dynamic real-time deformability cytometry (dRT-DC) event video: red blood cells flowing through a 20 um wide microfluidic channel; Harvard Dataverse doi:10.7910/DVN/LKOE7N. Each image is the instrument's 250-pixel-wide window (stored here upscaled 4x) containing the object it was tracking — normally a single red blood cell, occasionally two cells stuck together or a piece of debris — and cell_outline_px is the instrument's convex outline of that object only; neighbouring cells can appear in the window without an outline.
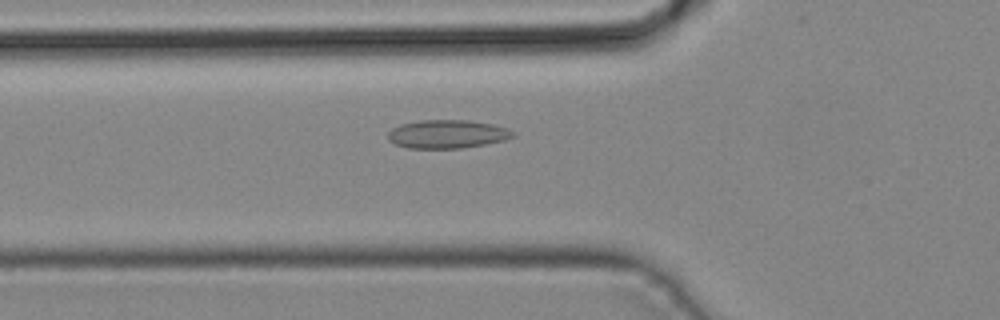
{"species": "common noctule bat (a hibernating species)", "species_latin": "Nyctalus noctula", "temperature_condition": "cold", "stored_images_in_passage": 30, "camera_frame_rate_fps": 3000, "um_per_image_px": 0.085, "animal": {"sex": "male", "body_mass_g": 19.2, "forearm_length_mm": 51.8}, "frame": {"image": 1, "passage_image": 4, "time_ms": 1.0, "image_size_px": [1000, 320], "cell_outline_px": [[516, 136], [504, 140], [464, 148], [408, 148], [396, 144], [388, 140], [388, 132], [392, 128], [400, 124], [420, 120], [468, 120], [492, 124], [508, 128], [516, 132]], "centroid_in_image_um": [38.03, 11.39], "position_along_channel_um": 87.8, "area_um2": 20.81}}
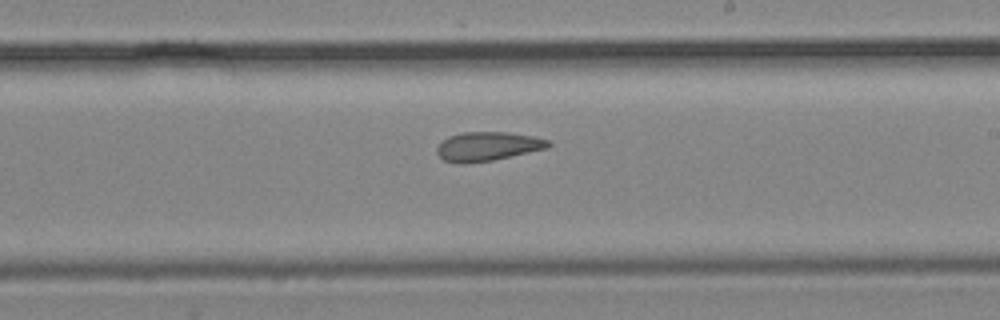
{"frame": {"image": 2, "passage_image": 14, "time_ms": 4.333, "image_size_px": [1000, 320], "cell_outline_px": [[552, 144], [548, 148], [492, 160], [464, 164], [460, 164], [444, 160], [436, 152], [436, 148], [448, 136], [464, 132], [508, 132], [532, 136], [548, 140]], "centroid_in_image_um": [41.44, 12.44], "position_along_channel_um": 247.6, "area_um2": 18.73}}
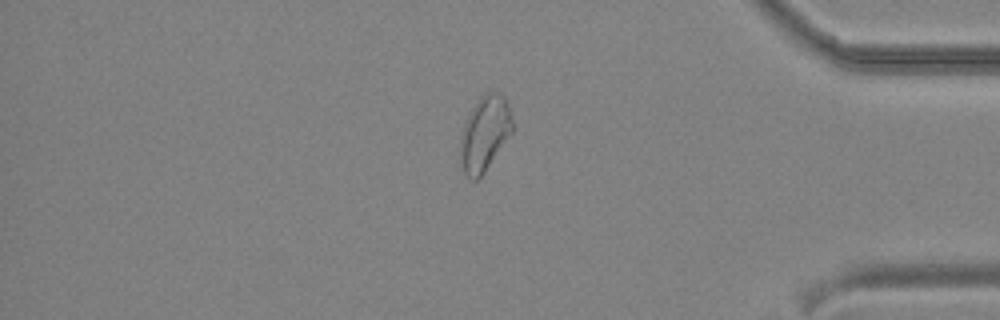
{"frame": {"image": 3, "passage_image": 25, "time_ms": 8.0, "image_size_px": [1000, 320], "cell_outline_px": [[512, 132], [484, 172], [476, 180], [472, 180], [460, 168], [460, 132], [464, 120], [480, 96], [484, 92], [500, 92], [508, 100], [512, 120]], "centroid_in_image_um": [41.17, 11.31], "position_along_channel_um": 394.0, "area_um2": 23.0}}